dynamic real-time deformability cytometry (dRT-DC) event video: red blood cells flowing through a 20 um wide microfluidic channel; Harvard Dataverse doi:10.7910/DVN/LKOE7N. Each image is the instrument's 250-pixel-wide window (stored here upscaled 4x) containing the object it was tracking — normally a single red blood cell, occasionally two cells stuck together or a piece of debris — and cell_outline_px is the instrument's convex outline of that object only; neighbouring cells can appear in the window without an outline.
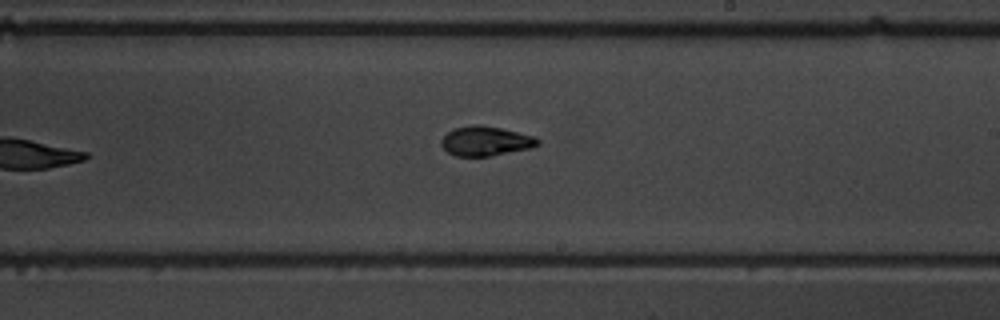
{"species": "common noctule bat (a hibernating species)", "species_latin": "Nyctalus noctula", "temperature_condition": "warm", "stored_images_in_passage": 9, "camera_frame_rate_fps": 3000, "um_per_image_px": 0.085, "animal": {"sex": "male", "body_mass_g": 19.5, "forearm_length_mm": 54.6}, "frame": {"image": 1, "passage_image": 9, "time_ms": 10.0, "image_size_px": [1000, 320], "cell_outline_px": [[540, 144], [528, 148], [488, 156], [456, 156], [448, 152], [440, 144], [440, 140], [448, 132], [456, 128], [472, 124], [480, 124], [500, 128], [532, 136], [540, 140]], "centroid_in_image_um": [41.23, 11.98], "position_along_channel_um": 247.8, "area_um2": 16.3}}